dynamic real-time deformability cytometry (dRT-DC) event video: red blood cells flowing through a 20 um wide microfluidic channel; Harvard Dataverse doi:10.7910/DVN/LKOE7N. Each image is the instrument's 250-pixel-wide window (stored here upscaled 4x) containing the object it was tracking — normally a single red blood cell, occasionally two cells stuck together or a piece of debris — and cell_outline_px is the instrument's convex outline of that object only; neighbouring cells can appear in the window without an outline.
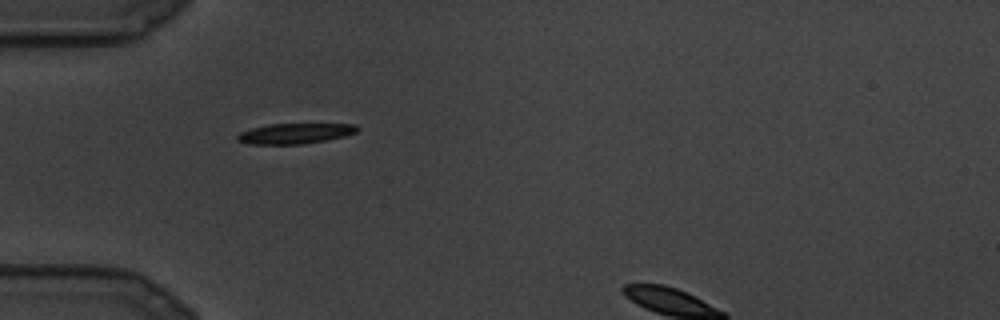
{"species": "common noctule bat (a hibernating species)", "species_latin": "Nyctalus noctula", "temperature_condition": "cold", "stored_images_in_passage": 19, "camera_frame_rate_fps": 3000, "um_per_image_px": 0.085, "animal": {"sex": "male", "body_mass_g": 19.5, "forearm_length_mm": 54.6}, "frame": {"image": 1, "passage_image": 1, "time_ms": 0.0, "image_size_px": [1000, 320], "cell_outline_px": [[360, 128], [356, 132], [344, 136], [324, 140], [300, 144], [248, 144], [236, 140], [236, 136], [240, 132], [252, 128], [268, 124], [356, 124]], "centroid_in_image_um": [25.05, 11.34], "position_along_channel_um": 60.0, "area_um2": 14.16}}
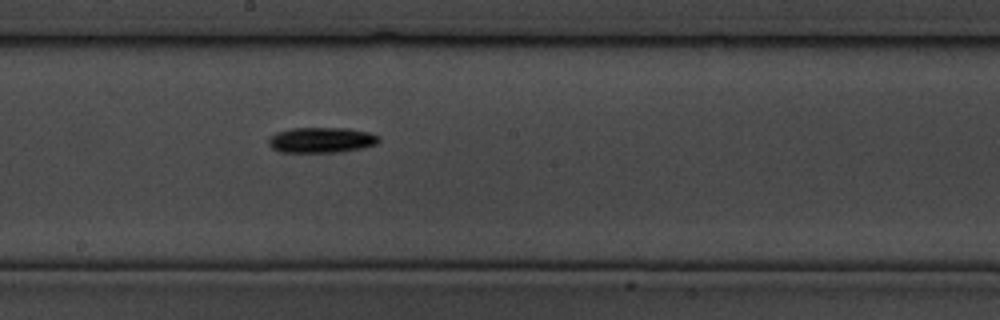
{"frame": {"image": 2, "passage_image": 8, "time_ms": 2.333, "image_size_px": [1000, 320], "cell_outline_px": [[380, 140], [376, 144], [360, 148], [340, 152], [280, 152], [272, 148], [268, 144], [268, 140], [276, 132], [292, 128], [348, 128], [368, 132], [380, 136]], "centroid_in_image_um": [27.32, 11.9], "position_along_channel_um": 220.9, "area_um2": 16.36}}
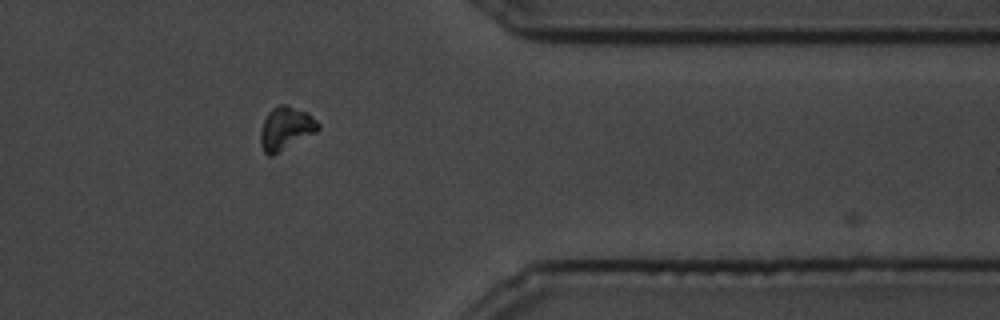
{"frame": {"image": 3, "passage_image": 15, "time_ms": 4.667, "image_size_px": [1000, 320], "cell_outline_px": [[320, 128], [316, 132], [272, 156], [268, 156], [264, 152], [260, 144], [260, 132], [264, 120], [268, 112], [272, 108], [280, 104], [284, 104], [308, 112], [320, 124]], "centroid_in_image_um": [24.29, 10.91], "position_along_channel_um": 387.1, "area_um2": 14.51}}